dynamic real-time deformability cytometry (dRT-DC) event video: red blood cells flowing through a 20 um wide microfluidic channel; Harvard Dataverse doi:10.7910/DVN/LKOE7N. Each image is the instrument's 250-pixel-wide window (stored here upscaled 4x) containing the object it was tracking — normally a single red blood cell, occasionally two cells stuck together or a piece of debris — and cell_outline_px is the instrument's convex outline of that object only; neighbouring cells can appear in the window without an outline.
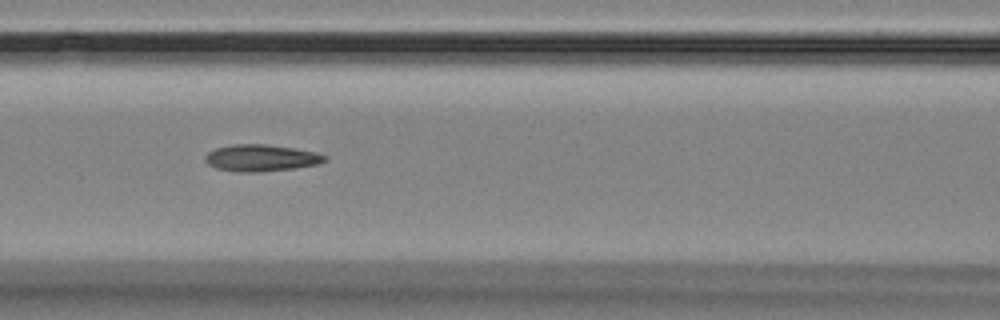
{"species": "Egyptian fruit bat (a non-hibernating species)", "species_latin": "Rousettus aegyptiacus", "temperature_condition": "room temperature", "stored_images_in_passage": 17, "camera_frame_rate_fps": 3000, "um_per_image_px": 0.085, "animal": {"sex": "female"}, "frame": {"image": 1, "passage_image": 8, "time_ms": 8.0, "image_size_px": [1000, 320], "cell_outline_px": [[328, 160], [316, 164], [296, 168], [260, 172], [236, 172], [216, 168], [208, 164], [204, 160], [204, 156], [208, 152], [216, 148], [232, 144], [264, 144], [292, 148], [316, 152], [328, 156]], "centroid_in_image_um": [22.18, 13.43], "position_along_channel_um": 144.4, "area_um2": 18.73}}
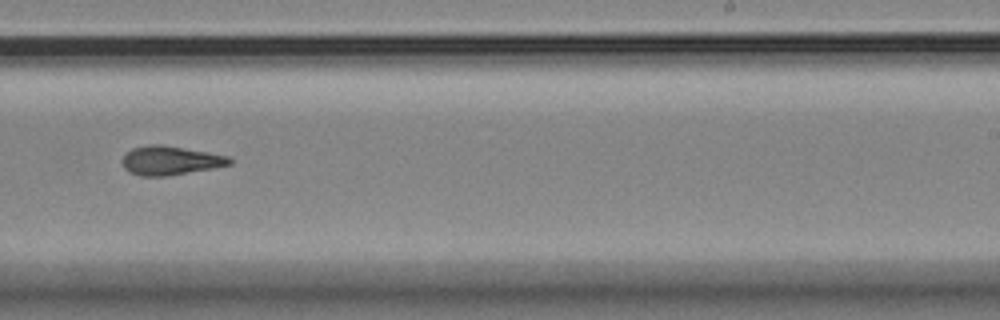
{"frame": {"image": 2, "passage_image": 11, "time_ms": 11.667, "image_size_px": [1000, 320], "cell_outline_px": [[232, 164], [212, 168], [168, 176], [140, 176], [124, 168], [120, 160], [132, 148], [148, 144], [160, 144], [208, 152], [228, 156], [232, 160]], "centroid_in_image_um": [14.46, 13.64], "position_along_channel_um": 274.5, "area_um2": 18.03}}
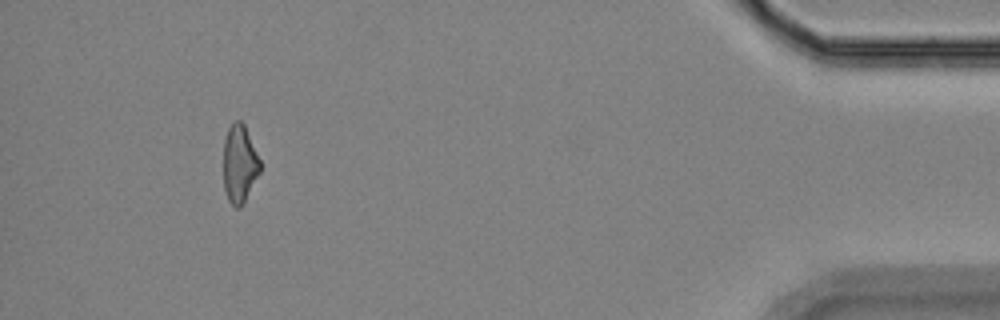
{"frame": {"image": 3, "passage_image": 16, "time_ms": 17.333, "image_size_px": [1000, 320], "cell_outline_px": [[260, 172], [240, 208], [236, 208], [228, 200], [224, 188], [224, 140], [228, 128], [236, 120], [240, 120], [244, 124], [260, 160]], "centroid_in_image_um": [20.35, 13.92], "position_along_channel_um": 414.8, "area_um2": 16.42}, "authors_computed_cell_mechanics": {"area_um2": 18.2648, "velocity_mm_per_s": 3.5663, "shape_relaxation_time_tau1_ms": 4.7677, "shape_relaxation_time_tau2_ms": 2.2584, "deformation_change_tau1": 0.1282, "deformation_change_tau2": 0.0978}}